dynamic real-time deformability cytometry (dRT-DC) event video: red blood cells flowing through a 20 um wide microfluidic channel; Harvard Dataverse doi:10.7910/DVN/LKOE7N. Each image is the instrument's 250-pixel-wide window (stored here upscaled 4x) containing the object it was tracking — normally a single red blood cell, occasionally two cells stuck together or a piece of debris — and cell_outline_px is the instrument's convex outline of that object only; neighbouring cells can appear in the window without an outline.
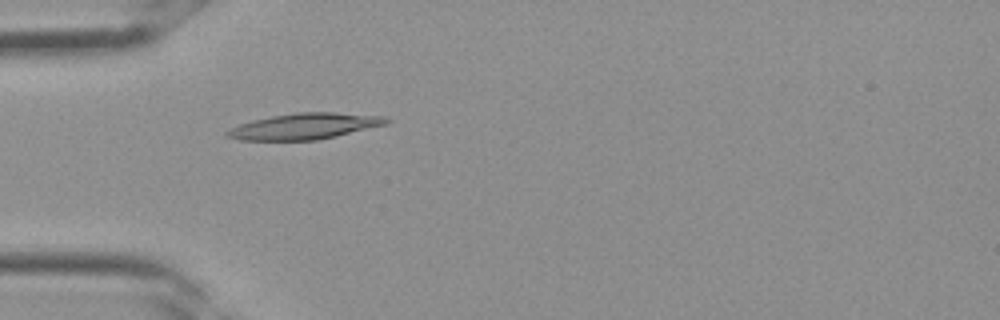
{"species": "Egyptian fruit bat (a non-hibernating species)", "species_latin": "Rousettus aegyptiacus", "temperature_condition": "room temperature", "stored_images_in_passage": 3, "camera_frame_rate_fps": 3000, "um_per_image_px": 0.085, "frame": {"image": 1, "passage_image": 3, "time_ms": 0.667, "image_size_px": [1000, 320], "cell_outline_px": [[392, 120], [388, 124], [320, 140], [240, 140], [224, 136], [224, 132], [228, 128], [252, 120], [272, 116], [296, 112], [336, 112], [388, 116]], "centroid_in_image_um": [25.93, 10.73], "position_along_channel_um": 59.1, "area_um2": 24.57}}